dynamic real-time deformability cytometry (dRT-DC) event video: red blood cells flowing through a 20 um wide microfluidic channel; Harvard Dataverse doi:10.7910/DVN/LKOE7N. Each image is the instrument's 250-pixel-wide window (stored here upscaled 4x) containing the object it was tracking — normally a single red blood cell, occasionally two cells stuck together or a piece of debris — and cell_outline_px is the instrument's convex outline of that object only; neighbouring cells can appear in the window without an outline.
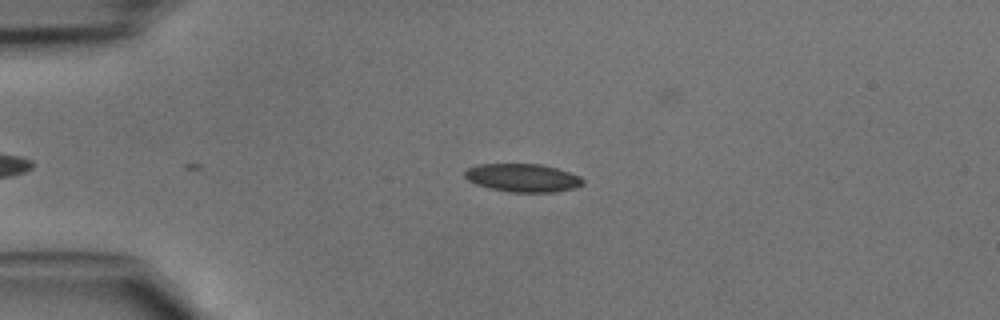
{"species": "common noctule bat (a hibernating species)", "species_latin": "Nyctalus noctula", "temperature_condition": "cold", "stored_images_in_passage": 33, "camera_frame_rate_fps": 3000, "um_per_image_px": 0.085, "animal": {"sex": "male", "body_mass_g": 15.6}, "frame": {"image": 1, "passage_image": 1, "time_ms": 0.0, "image_size_px": [1000, 320], "cell_outline_px": [[584, 184], [576, 188], [556, 192], [508, 192], [488, 188], [476, 184], [468, 180], [464, 176], [464, 172], [468, 168], [480, 164], [540, 164], [556, 168], [580, 176], [584, 180]], "centroid_in_image_um": [44.44, 15.12], "position_along_channel_um": 40.6, "area_um2": 19.48}}
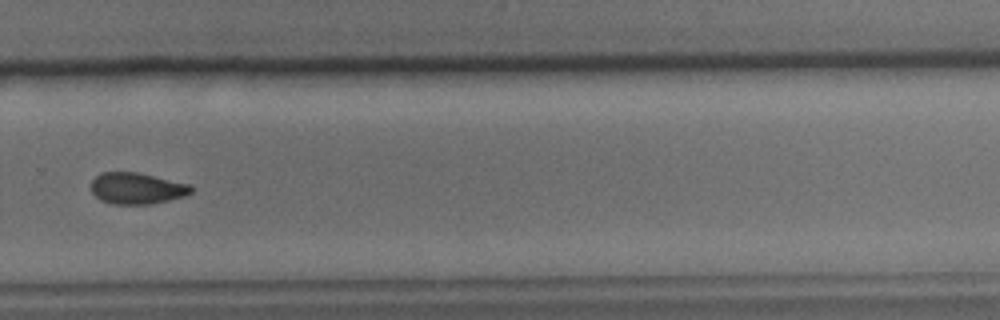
{"frame": {"image": 2, "passage_image": 22, "time_ms": 7.0, "image_size_px": [1000, 320], "cell_outline_px": [[192, 192], [184, 196], [152, 204], [112, 204], [100, 200], [92, 192], [92, 180], [96, 176], [104, 172], [136, 172], [192, 184]], "centroid_in_image_um": [11.65, 16.01], "position_along_channel_um": 318.1, "area_um2": 18.26}}
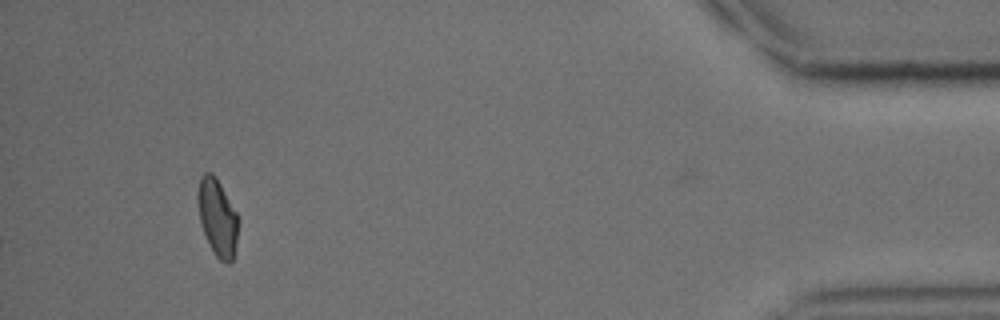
{"frame": {"image": 3, "passage_image": 33, "time_ms": 10.667, "image_size_px": [1000, 320], "cell_outline_px": [[240, 220], [232, 260], [228, 264], [220, 260], [216, 256], [200, 224], [196, 196], [196, 192], [200, 176], [204, 172], [212, 172], [216, 176], [240, 216]], "centroid_in_image_um": [18.48, 18.4], "position_along_channel_um": 416.7, "area_um2": 18.55}}